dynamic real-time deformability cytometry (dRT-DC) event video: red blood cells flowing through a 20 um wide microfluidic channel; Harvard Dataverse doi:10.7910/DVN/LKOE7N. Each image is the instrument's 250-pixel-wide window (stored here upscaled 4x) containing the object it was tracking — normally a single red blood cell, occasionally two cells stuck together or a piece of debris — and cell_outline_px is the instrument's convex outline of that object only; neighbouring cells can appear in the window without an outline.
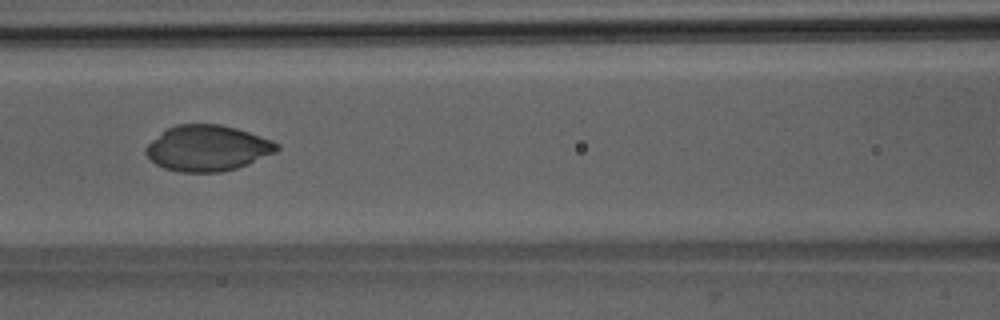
{"species": "Egyptian fruit bat (a non-hibernating species)", "species_latin": "Rousettus aegyptiacus", "temperature_condition": "room temperature", "stored_images_in_passage": 45, "camera_frame_rate_fps": 3000, "um_per_image_px": 0.085, "animal": {"sex": "male"}, "frame": {"image": 1, "passage_image": 17, "time_ms": 5.333, "image_size_px": [1000, 320], "cell_outline_px": [[280, 148], [276, 152], [248, 164], [236, 168], [220, 172], [180, 172], [164, 168], [156, 164], [144, 152], [144, 148], [152, 140], [168, 128], [176, 124], [220, 124], [236, 128], [272, 140], [280, 144]], "centroid_in_image_um": [17.64, 12.59], "position_along_channel_um": 149.0, "area_um2": 34.85}}
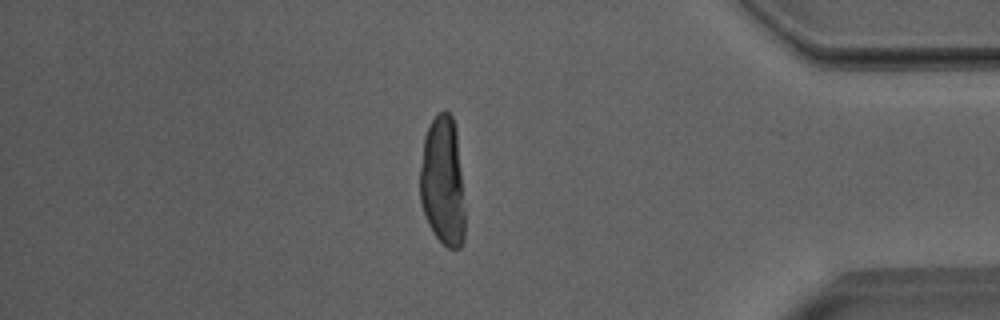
{"frame": {"image": 2, "passage_image": 38, "time_ms": 12.333, "image_size_px": [1000, 320], "cell_outline_px": [[464, 240], [460, 248], [448, 248], [432, 232], [428, 224], [420, 200], [420, 168], [424, 136], [432, 120], [444, 108], [452, 116], [456, 128], [464, 212]], "centroid_in_image_um": [37.62, 15.43], "position_along_channel_um": 397.6, "area_um2": 33.64}}
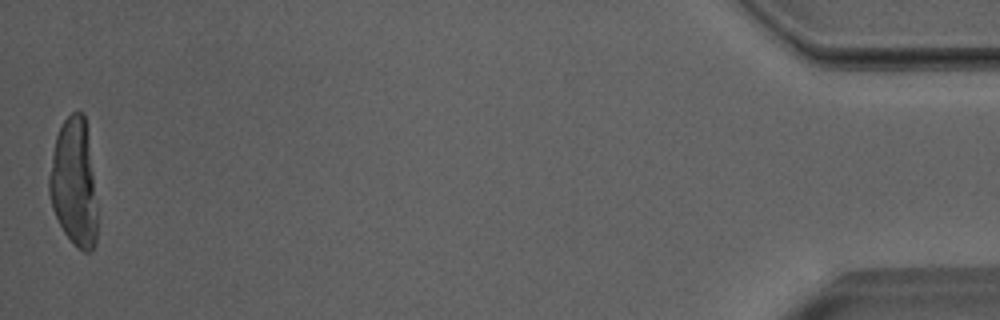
{"frame": {"image": 3, "passage_image": 45, "time_ms": 14.667, "image_size_px": [1000, 320], "cell_outline_px": [[96, 244], [92, 252], [84, 252], [72, 244], [64, 232], [52, 208], [48, 192], [48, 176], [56, 136], [64, 120], [72, 112], [84, 112], [92, 172], [96, 208]], "centroid_in_image_um": [6.26, 15.59], "position_along_channel_um": 428.9, "area_um2": 35.32}}